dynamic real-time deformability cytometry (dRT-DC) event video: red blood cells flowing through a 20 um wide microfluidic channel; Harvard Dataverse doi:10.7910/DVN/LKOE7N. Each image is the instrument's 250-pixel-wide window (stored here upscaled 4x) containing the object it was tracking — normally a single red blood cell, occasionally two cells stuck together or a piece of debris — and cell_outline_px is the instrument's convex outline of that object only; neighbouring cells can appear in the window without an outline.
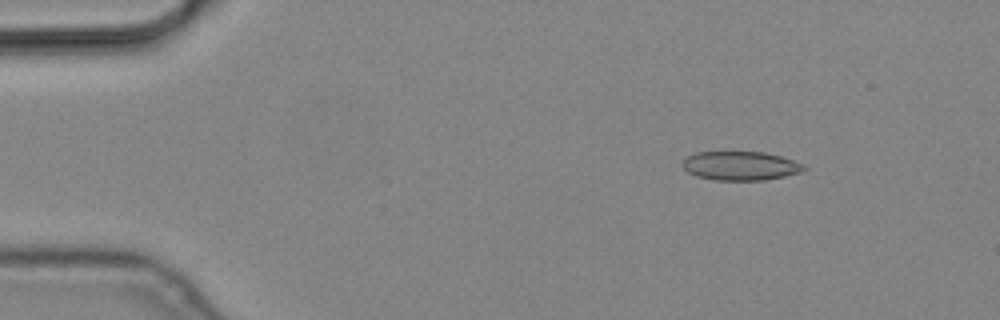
{"species": "common noctule bat (a hibernating species)", "species_latin": "Nyctalus noctula", "temperature_condition": "cold", "stored_images_in_passage": 5, "camera_frame_rate_fps": 3000, "um_per_image_px": 0.085, "animal": {"sex": "male", "body_mass_g": 19.2, "forearm_length_mm": 51.8}, "frame": {"image": 1, "passage_image": 3, "time_ms": 0.667, "image_size_px": [1000, 320], "cell_outline_px": [[808, 168], [800, 172], [784, 176], [764, 180], [712, 180], [696, 176], [688, 172], [680, 164], [688, 156], [696, 152], [764, 152], [780, 156], [804, 164]], "centroid_in_image_um": [62.93, 14.1], "position_along_channel_um": 22.1, "area_um2": 20.46}}